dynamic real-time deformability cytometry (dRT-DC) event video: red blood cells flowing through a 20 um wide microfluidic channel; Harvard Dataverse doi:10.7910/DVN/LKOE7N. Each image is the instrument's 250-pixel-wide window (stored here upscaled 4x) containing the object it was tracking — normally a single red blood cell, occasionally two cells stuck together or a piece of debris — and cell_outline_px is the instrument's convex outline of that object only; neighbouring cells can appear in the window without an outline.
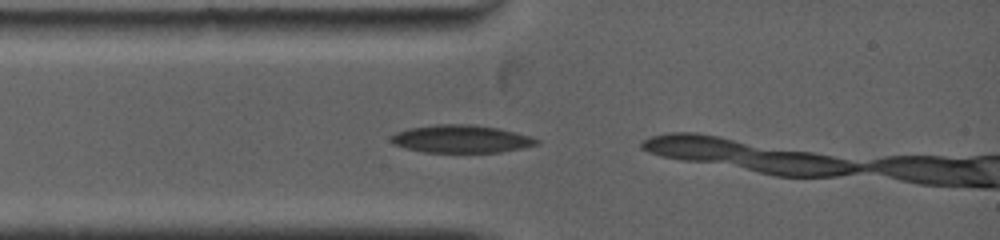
{"species": "common noctule bat (a hibernating species)", "species_latin": "Nyctalus noctula", "temperature_condition": "warm", "stored_images_in_passage": 2, "camera_frame_rate_fps": 5000, "um_per_image_px": 0.085, "animal": {"sex": "female", "body_mass_g": 19.0, "forearm_length_mm": 53.3}, "frame": {"image": 1, "passage_image": 1, "time_ms": 0.0, "image_size_px": [1000, 240], "cell_outline_px": [[540, 144], [500, 152], [424, 152], [404, 148], [392, 144], [392, 136], [396, 132], [408, 128], [436, 124], [468, 124], [500, 128], [532, 136], [540, 140]], "centroid_in_image_um": [39.22, 11.8], "position_along_channel_um": 45.8, "area_um2": 23.64}}